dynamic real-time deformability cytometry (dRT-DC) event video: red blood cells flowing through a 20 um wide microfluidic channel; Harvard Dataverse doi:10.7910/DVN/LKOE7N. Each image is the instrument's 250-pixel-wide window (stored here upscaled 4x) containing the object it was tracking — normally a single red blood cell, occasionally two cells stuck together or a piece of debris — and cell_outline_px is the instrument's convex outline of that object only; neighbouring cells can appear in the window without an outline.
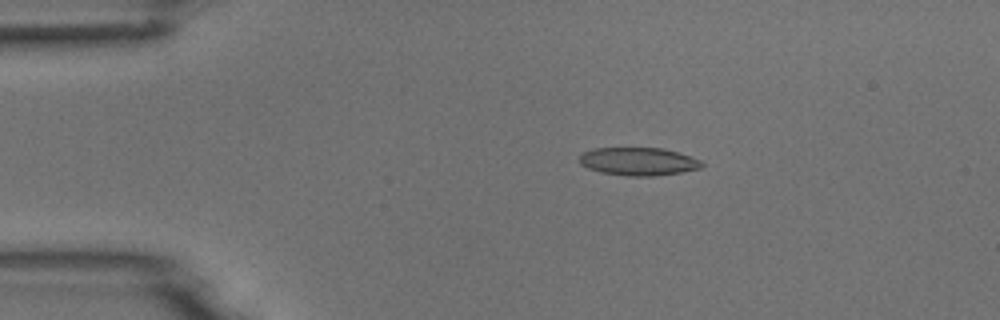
{"species": "common noctule bat (a hibernating species)", "species_latin": "Nyctalus noctula", "temperature_condition": "room temperature", "stored_images_in_passage": 5, "camera_frame_rate_fps": 3000, "um_per_image_px": 0.085, "animal": {"sex": "male", "body_mass_g": 18.8}, "frame": {"image": 1, "passage_image": 3, "time_ms": 2.333, "image_size_px": [1000, 320], "cell_outline_px": [[704, 164], [700, 168], [680, 172], [656, 176], [628, 176], [600, 172], [588, 168], [580, 164], [580, 156], [584, 152], [596, 148], [664, 148], [700, 160]], "centroid_in_image_um": [54.25, 13.73], "position_along_channel_um": 30.8, "area_um2": 19.77}}